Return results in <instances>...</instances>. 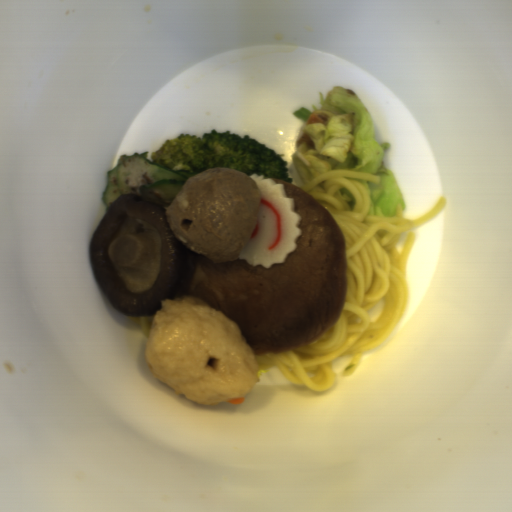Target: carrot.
I'll return each instance as SVG.
<instances>
[{
    "mask_svg": "<svg viewBox=\"0 0 512 512\" xmlns=\"http://www.w3.org/2000/svg\"><path fill=\"white\" fill-rule=\"evenodd\" d=\"M245 400L244 397H239V398H236V399H233V400H230V401H227L229 404H232V405H241L243 403V401Z\"/></svg>",
    "mask_w": 512,
    "mask_h": 512,
    "instance_id": "obj_1",
    "label": "carrot"
}]
</instances>
